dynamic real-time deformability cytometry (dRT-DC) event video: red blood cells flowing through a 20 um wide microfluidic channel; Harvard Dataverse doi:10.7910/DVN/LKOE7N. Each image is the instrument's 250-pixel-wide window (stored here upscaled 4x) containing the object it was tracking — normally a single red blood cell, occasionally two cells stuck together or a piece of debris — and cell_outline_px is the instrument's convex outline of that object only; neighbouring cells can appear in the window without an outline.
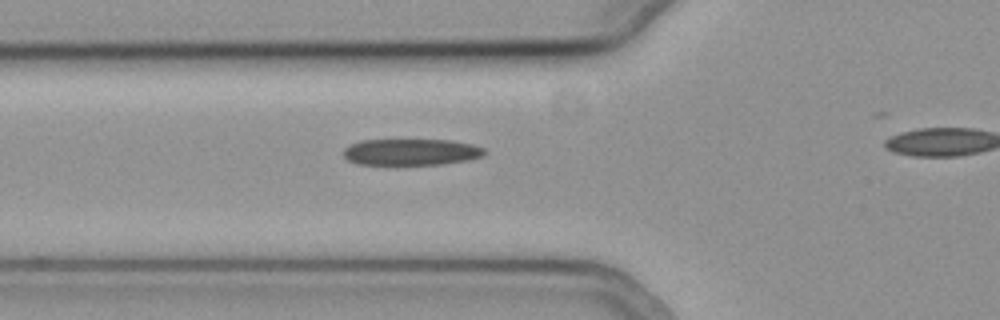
{"species": "common noctule bat (a hibernating species)", "species_latin": "Nyctalus noctula", "temperature_condition": "cold", "stored_images_in_passage": 40, "camera_frame_rate_fps": 3000, "um_per_image_px": 0.085, "animal": {"sex": "female", "body_mass_g": 19.3, "forearm_length_mm": 54.1}, "frame": {"image": 1, "passage_image": 15, "time_ms": 4.667, "image_size_px": [1000, 320], "cell_outline_px": [[488, 152], [484, 156], [468, 160], [440, 164], [356, 164], [348, 160], [344, 156], [344, 148], [348, 144], [360, 140], [452, 140], [472, 144], [484, 148]], "centroid_in_image_um": [34.96, 12.91], "position_along_channel_um": 90.8, "area_um2": 21.85}}
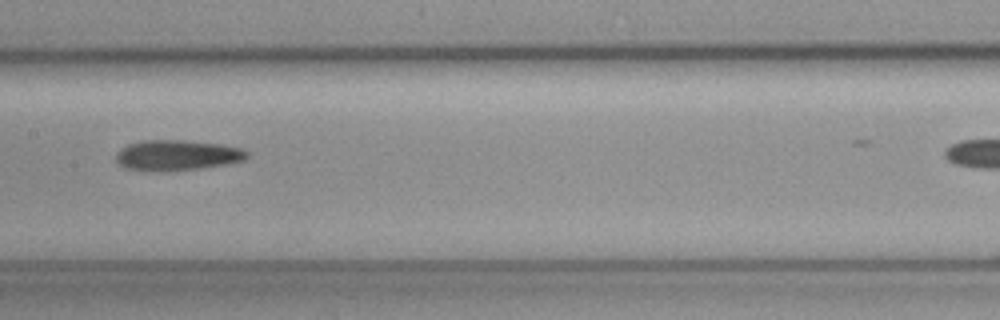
{"frame": {"image": 2, "passage_image": 23, "time_ms": 7.333, "image_size_px": [1000, 320], "cell_outline_px": [[248, 156], [244, 160], [224, 164], [200, 168], [148, 172], [128, 168], [120, 164], [116, 160], [116, 152], [120, 148], [128, 144], [144, 140], [184, 140], [220, 144], [240, 148], [248, 152]], "centroid_in_image_um": [15.01, 13.19], "position_along_channel_um": 192.4, "area_um2": 23.12}}
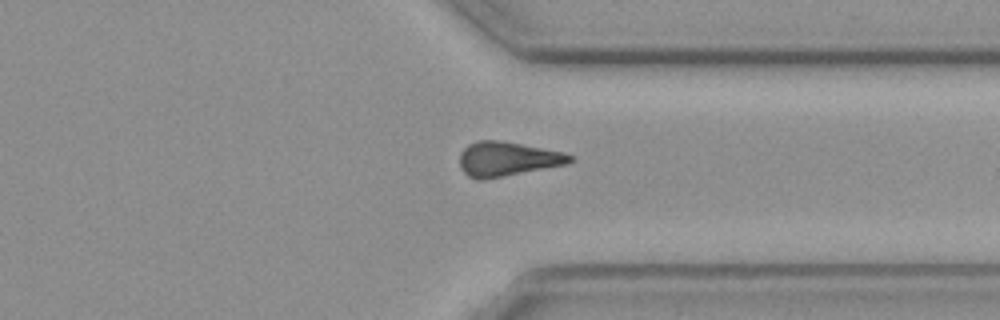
{"frame": {"image": 3, "passage_image": 37, "time_ms": 12.0, "image_size_px": [1000, 320], "cell_outline_px": [[572, 160], [568, 164], [480, 180], [476, 180], [468, 176], [460, 168], [460, 152], [468, 144], [476, 140], [500, 140], [560, 152], [572, 156]], "centroid_in_image_um": [43.05, 13.51], "position_along_channel_um": 368.4, "area_um2": 21.79}}